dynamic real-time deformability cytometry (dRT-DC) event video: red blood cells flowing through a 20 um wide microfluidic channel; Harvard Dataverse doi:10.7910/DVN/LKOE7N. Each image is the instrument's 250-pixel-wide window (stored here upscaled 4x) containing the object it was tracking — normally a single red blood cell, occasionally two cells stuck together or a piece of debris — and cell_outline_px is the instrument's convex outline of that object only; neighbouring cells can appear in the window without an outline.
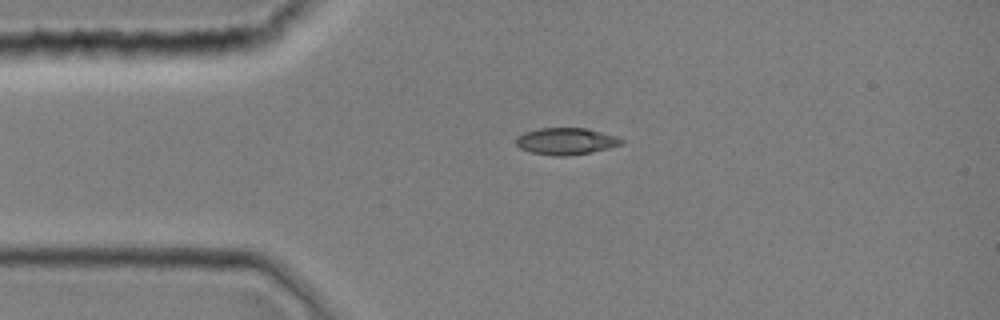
{"species": "common noctule bat (a hibernating species)", "species_latin": "Nyctalus noctula", "temperature_condition": "room temperature", "stored_images_in_passage": 43, "camera_frame_rate_fps": 3000, "um_per_image_px": 0.085, "animal": {"sex": "female", "body_mass_g": 19.0, "forearm_length_mm": 51.5}, "frame": {"image": 1, "passage_image": 9, "time_ms": 2.667, "image_size_px": [1000, 320], "cell_outline_px": [[624, 140], [620, 144], [608, 148], [592, 152], [564, 156], [556, 156], [532, 152], [520, 148], [516, 144], [516, 140], [524, 132], [540, 128], [584, 128], [616, 136]], "centroid_in_image_um": [48.1, 12.0], "position_along_channel_um": 36.9, "area_um2": 16.13}}
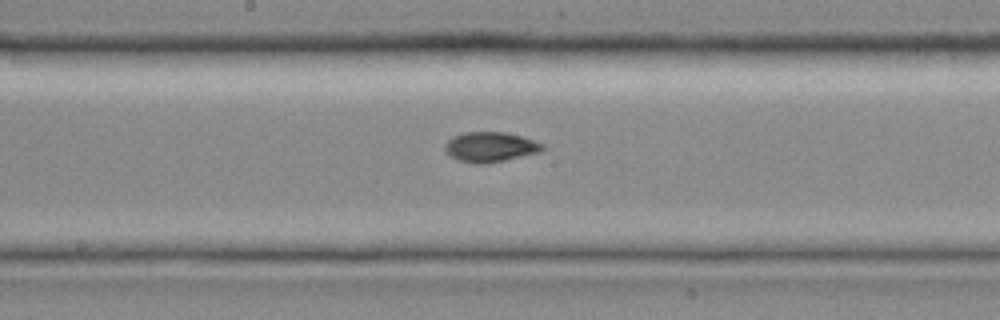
{"frame": {"image": 2, "passage_image": 22, "time_ms": 7.0, "image_size_px": [1000, 320], "cell_outline_px": [[544, 148], [540, 152], [504, 160], [484, 164], [476, 164], [460, 160], [444, 152], [444, 144], [452, 136], [464, 132], [504, 132], [520, 136], [544, 144]], "centroid_in_image_um": [41.64, 12.49], "position_along_channel_um": 206.6, "area_um2": 16.94}}
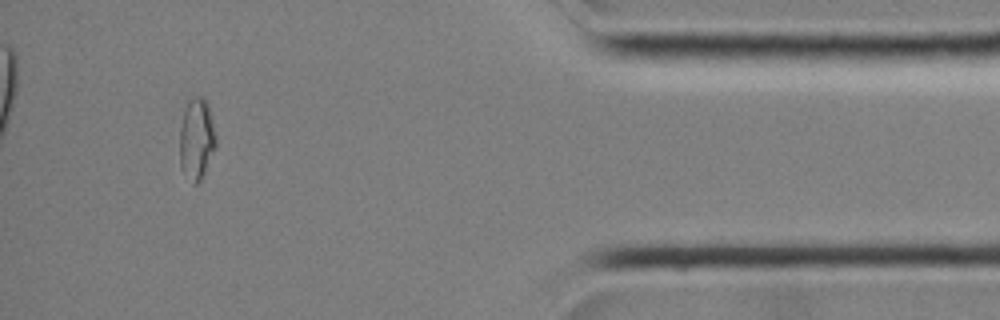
{"frame": {"image": 3, "passage_image": 39, "time_ms": 12.667, "image_size_px": [1000, 320], "cell_outline_px": [[216, 148], [200, 180], [196, 184], [192, 184], [180, 168], [180, 128], [184, 108], [188, 96], [204, 96], [208, 100], [216, 136]], "centroid_in_image_um": [16.71, 11.74], "position_along_channel_um": 418.5, "area_um2": 17.69}}